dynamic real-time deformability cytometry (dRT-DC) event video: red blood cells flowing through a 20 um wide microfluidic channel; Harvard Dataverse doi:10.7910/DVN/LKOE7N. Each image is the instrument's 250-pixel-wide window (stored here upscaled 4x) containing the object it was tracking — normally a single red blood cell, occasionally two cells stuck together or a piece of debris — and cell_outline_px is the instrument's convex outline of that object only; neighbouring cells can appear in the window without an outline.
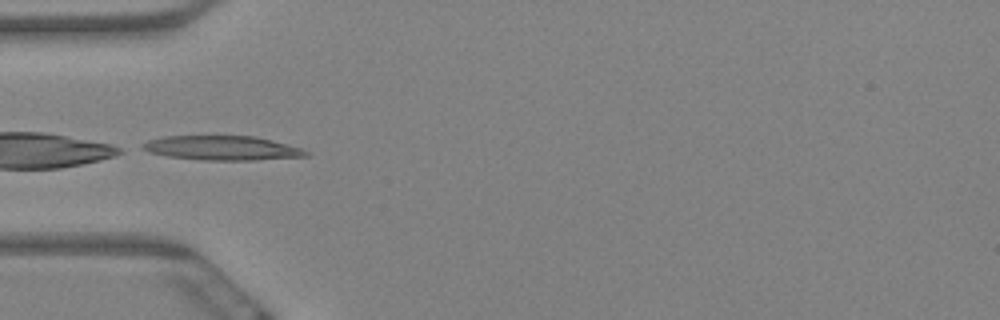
{"species": "Egyptian fruit bat (a non-hibernating species)", "species_latin": "Rousettus aegyptiacus", "temperature_condition": "warm", "stored_images_in_passage": 7, "camera_frame_rate_fps": 3000, "um_per_image_px": 0.085, "animal": {"sex": "female"}, "frame": {"image": 1, "passage_image": 6, "time_ms": 1.667, "image_size_px": [1000, 320], "cell_outline_px": [[312, 152], [308, 156], [256, 160], [200, 160], [164, 156], [148, 152], [140, 148], [140, 144], [148, 140], [164, 136], [256, 136], [272, 140], [300, 148]], "centroid_in_image_um": [18.84, 12.58], "position_along_channel_um": 66.2, "area_um2": 23.47}}